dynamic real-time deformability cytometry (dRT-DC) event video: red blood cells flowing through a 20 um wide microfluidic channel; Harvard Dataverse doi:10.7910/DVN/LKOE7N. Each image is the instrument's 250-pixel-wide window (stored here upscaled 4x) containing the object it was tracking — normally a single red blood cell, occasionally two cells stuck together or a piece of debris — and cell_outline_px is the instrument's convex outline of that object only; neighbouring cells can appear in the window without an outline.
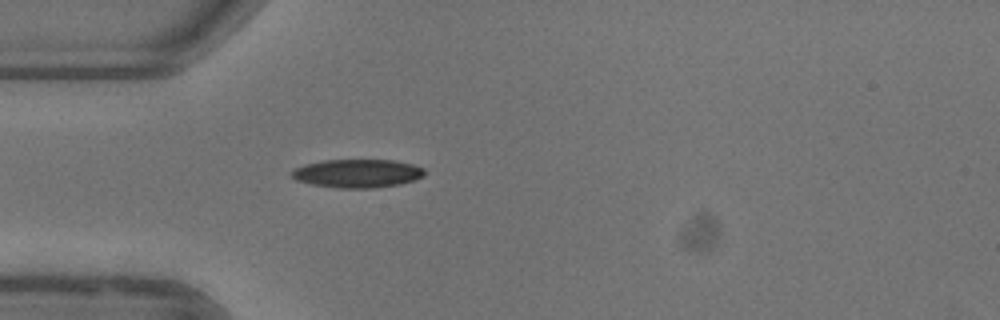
{"species": "common noctule bat (a hibernating species)", "species_latin": "Nyctalus noctula", "temperature_condition": "warm", "stored_images_in_passage": 21, "camera_frame_rate_fps": 3000, "um_per_image_px": 0.085, "animal": {"sex": "female"}, "frame": {"image": 1, "passage_image": 1, "time_ms": 0.0, "image_size_px": [1000, 320], "cell_outline_px": [[424, 176], [400, 184], [372, 188], [340, 188], [312, 184], [296, 180], [288, 172], [296, 168], [308, 164], [324, 160], [396, 160], [412, 164], [424, 168]], "centroid_in_image_um": [30.38, 14.73], "position_along_channel_um": 54.6, "area_um2": 21.85}}
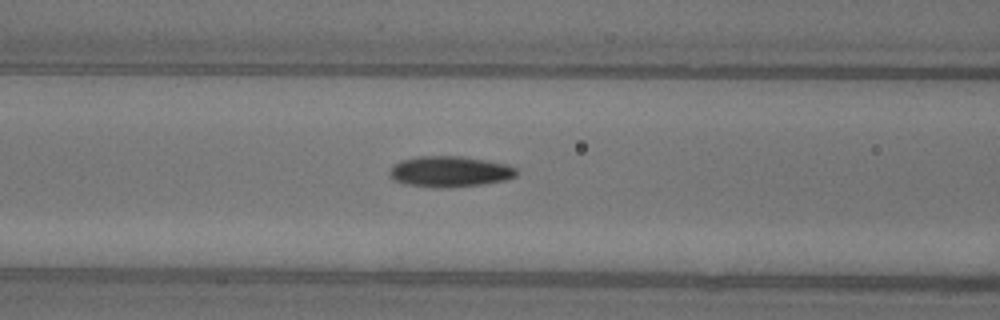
{"frame": {"image": 2, "passage_image": 7, "time_ms": 2.0, "image_size_px": [1000, 320], "cell_outline_px": [[516, 176], [504, 180], [484, 184], [452, 188], [440, 188], [404, 184], [396, 180], [388, 172], [392, 164], [400, 160], [416, 156], [460, 156], [508, 164], [516, 168]], "centroid_in_image_um": [38.21, 14.58], "position_along_channel_um": 128.4, "area_um2": 22.95}}
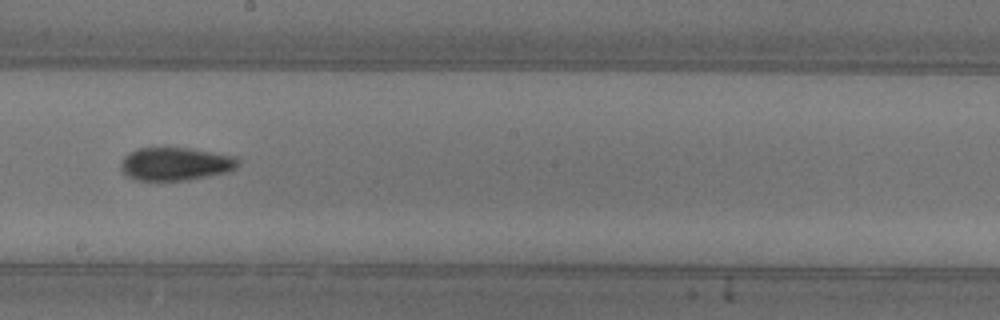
{"frame": {"image": 3, "passage_image": 15, "time_ms": 4.667, "image_size_px": [1000, 320], "cell_outline_px": [[240, 160], [236, 168], [228, 172], [188, 180], [132, 180], [120, 168], [120, 164], [124, 156], [128, 152], [136, 148], [188, 148], [236, 156]], "centroid_in_image_um": [14.91, 13.93], "position_along_channel_um": 233.3, "area_um2": 22.72}}